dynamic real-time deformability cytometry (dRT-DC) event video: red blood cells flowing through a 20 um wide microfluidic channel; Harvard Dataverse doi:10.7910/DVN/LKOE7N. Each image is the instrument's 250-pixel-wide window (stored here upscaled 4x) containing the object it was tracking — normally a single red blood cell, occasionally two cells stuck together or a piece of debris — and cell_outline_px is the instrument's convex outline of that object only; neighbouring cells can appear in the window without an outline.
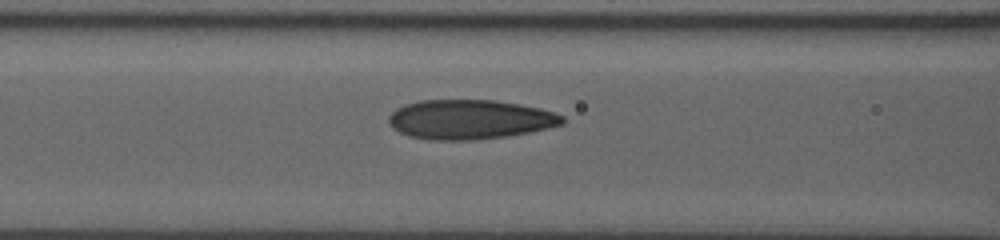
{"species": "human", "species_latin": "Homo sapiens", "temperature_condition": "room temperature", "stored_images_in_passage": 29, "segment_of_instrument_passage": [1, 2], "camera_frame_rate_fps": 3000, "um_per_image_px": 0.085, "donor": {"sex": "male"}, "frame": {"image": 1, "passage_image": 14, "time_ms": 5.0, "image_size_px": [1000, 240], "cell_outline_px": [[564, 124], [548, 128], [528, 132], [504, 136], [472, 140], [436, 140], [408, 136], [392, 128], [388, 120], [388, 116], [396, 108], [404, 104], [420, 100], [496, 100], [520, 104], [540, 108], [556, 112], [564, 116]], "centroid_in_image_um": [39.93, 10.14], "position_along_channel_um": 126.7, "area_um2": 40.06}}
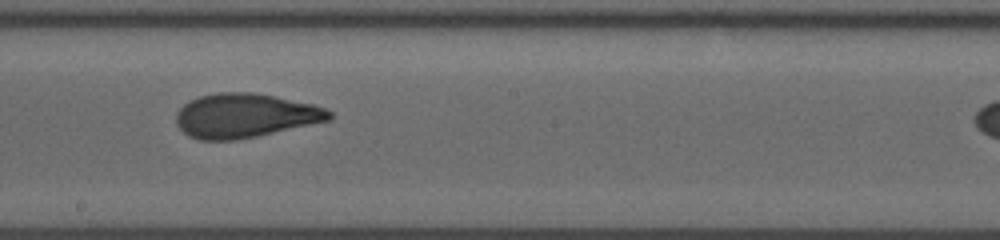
{"frame": {"image": 2, "passage_image": 24, "time_ms": 7.667, "image_size_px": [1000, 240], "cell_outline_px": [[332, 116], [328, 120], [256, 136], [236, 140], [200, 140], [188, 136], [176, 124], [176, 112], [184, 104], [200, 96], [216, 92], [252, 92], [276, 96], [312, 104], [324, 108], [332, 112]], "centroid_in_image_um": [20.78, 9.82], "position_along_channel_um": 227.4, "area_um2": 39.13}}
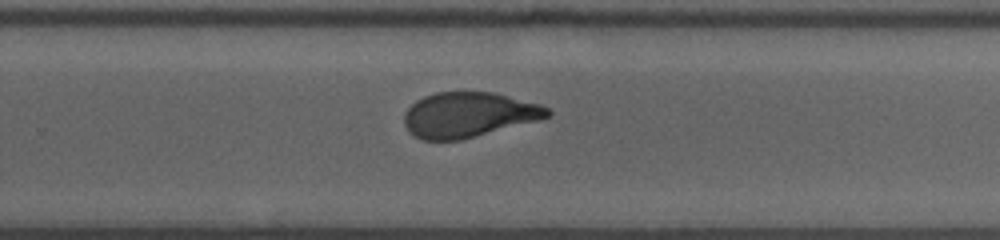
{"frame": {"image": 3, "passage_image": 27, "time_ms": 9.333, "image_size_px": [1000, 240], "cell_outline_px": [[552, 116], [460, 140], [424, 140], [408, 132], [404, 124], [404, 112], [416, 100], [424, 96], [436, 92], [492, 92], [540, 104], [548, 108], [552, 112]], "centroid_in_image_um": [39.8, 9.75], "position_along_channel_um": 290.0, "area_um2": 37.4}}